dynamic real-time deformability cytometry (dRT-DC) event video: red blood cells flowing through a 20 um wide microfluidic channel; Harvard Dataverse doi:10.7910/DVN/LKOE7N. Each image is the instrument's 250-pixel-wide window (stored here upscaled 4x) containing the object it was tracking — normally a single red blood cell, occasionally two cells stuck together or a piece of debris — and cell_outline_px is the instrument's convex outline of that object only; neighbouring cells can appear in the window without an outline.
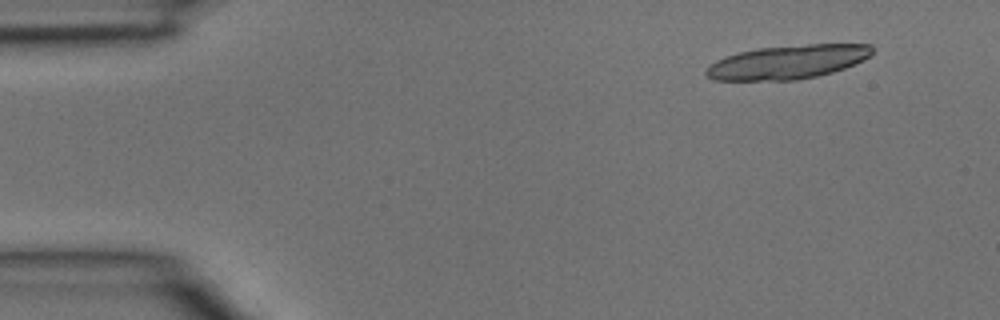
{"species": "common noctule bat (a hibernating species)", "species_latin": "Nyctalus noctula", "temperature_condition": "room temperature", "stored_images_in_passage": 15, "camera_frame_rate_fps": 3000, "um_per_image_px": 0.085, "animal": {"sex": "male", "body_mass_g": 15.6}, "frame": {"image": 1, "passage_image": 4, "time_ms": 1.0, "image_size_px": [1000, 320], "cell_outline_px": [[872, 56], [864, 60], [844, 68], [832, 72], [816, 76], [796, 80], [712, 80], [704, 72], [708, 64], [724, 56], [756, 48], [808, 44], [872, 44]], "centroid_in_image_um": [66.94, 5.27], "position_along_channel_um": 18.1, "area_um2": 32.89}}